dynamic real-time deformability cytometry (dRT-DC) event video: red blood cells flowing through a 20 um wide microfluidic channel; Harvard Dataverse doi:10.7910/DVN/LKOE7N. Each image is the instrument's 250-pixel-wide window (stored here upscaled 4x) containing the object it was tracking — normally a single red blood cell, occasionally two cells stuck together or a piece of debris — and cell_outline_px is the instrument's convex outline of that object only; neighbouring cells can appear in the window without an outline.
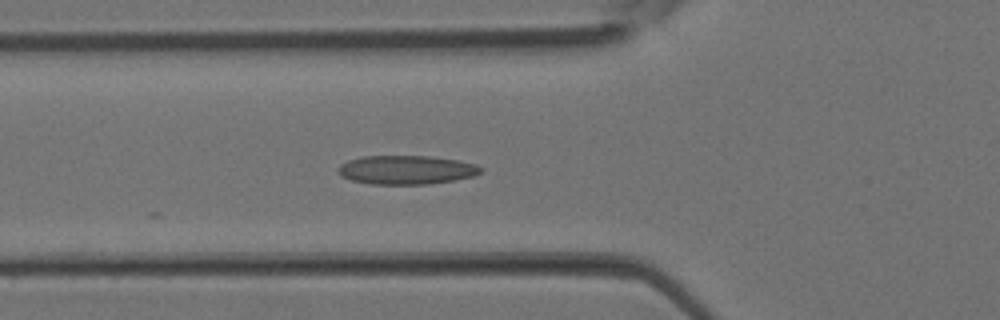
{"species": "Egyptian fruit bat (a non-hibernating species)", "species_latin": "Rousettus aegyptiacus", "temperature_condition": "room temperature", "stored_images_in_passage": 30, "camera_frame_rate_fps": 3000, "um_per_image_px": 0.085, "animal": {"sex": "female"}, "frame": {"image": 1, "passage_image": 5, "time_ms": 1.333, "image_size_px": [1000, 320], "cell_outline_px": [[484, 168], [480, 172], [472, 176], [452, 180], [428, 184], [372, 184], [352, 180], [340, 176], [336, 172], [336, 168], [340, 164], [348, 160], [364, 156], [428, 156], [456, 160], [476, 164]], "centroid_in_image_um": [34.48, 14.43], "position_along_channel_um": 91.3, "area_um2": 23.93}}
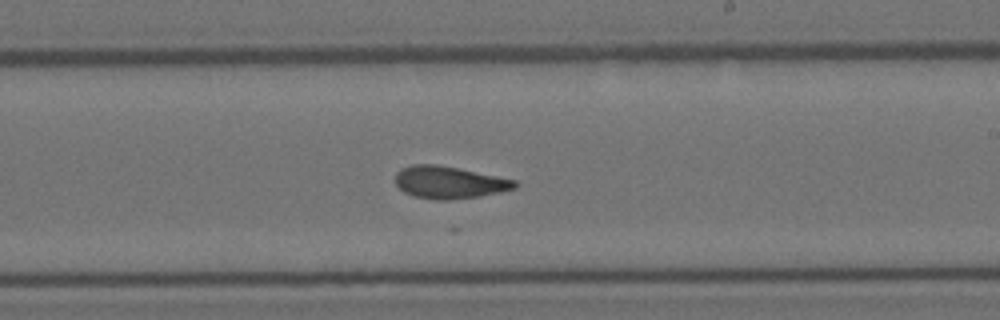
{"frame": {"image": 2, "passage_image": 14, "time_ms": 4.333, "image_size_px": [1000, 320], "cell_outline_px": [[520, 184], [516, 188], [500, 192], [480, 196], [448, 200], [436, 200], [412, 196], [404, 192], [396, 184], [396, 172], [400, 168], [412, 164], [436, 164], [516, 180]], "centroid_in_image_um": [38.17, 15.51], "position_along_channel_um": 250.8, "area_um2": 22.48}}
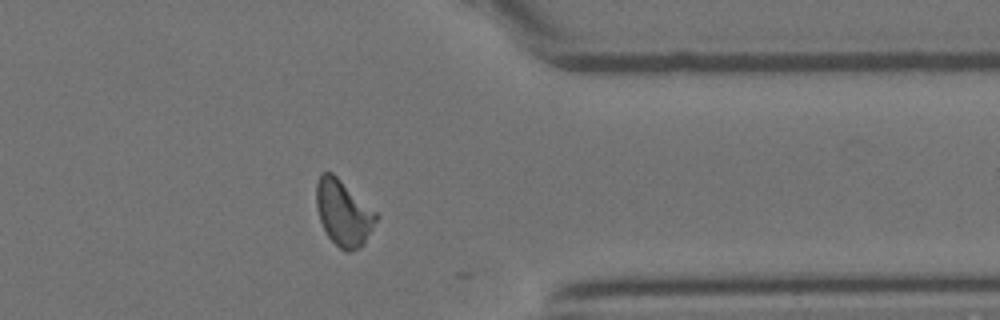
{"frame": {"image": 3, "passage_image": 22, "time_ms": 7.0, "image_size_px": [1000, 320], "cell_outline_px": [[380, 216], [364, 244], [360, 248], [352, 252], [344, 252], [328, 236], [320, 220], [316, 208], [316, 180], [320, 172], [332, 172], [376, 212]], "centroid_in_image_um": [29.19, 18.1], "position_along_channel_um": 382.2, "area_um2": 23.06}}